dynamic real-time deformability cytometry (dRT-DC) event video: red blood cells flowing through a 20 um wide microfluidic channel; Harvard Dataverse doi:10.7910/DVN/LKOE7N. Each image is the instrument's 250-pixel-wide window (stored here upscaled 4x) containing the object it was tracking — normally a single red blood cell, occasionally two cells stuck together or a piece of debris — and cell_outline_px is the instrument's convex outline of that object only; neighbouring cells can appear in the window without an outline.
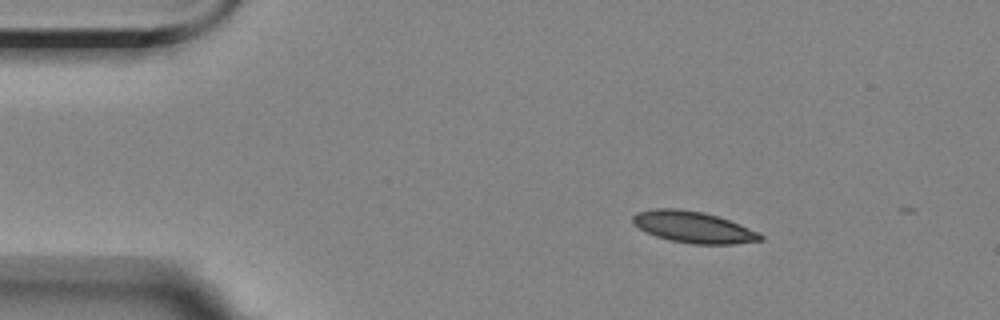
{"species": "Egyptian fruit bat (a non-hibernating species)", "species_latin": "Rousettus aegyptiacus", "temperature_condition": "room temperature", "stored_images_in_passage": 4, "camera_frame_rate_fps": 3000, "um_per_image_px": 0.085, "animal": {"sex": "female"}, "frame": {"image": 1, "passage_image": 1, "time_ms": 0.0, "image_size_px": [1000, 320], "cell_outline_px": [[764, 240], [732, 244], [692, 244], [672, 240], [656, 236], [640, 228], [632, 220], [632, 216], [636, 212], [656, 208], [676, 208], [704, 212], [728, 220], [760, 232], [764, 236]], "centroid_in_image_um": [58.97, 19.3], "position_along_channel_um": 26.0, "area_um2": 23.18}}
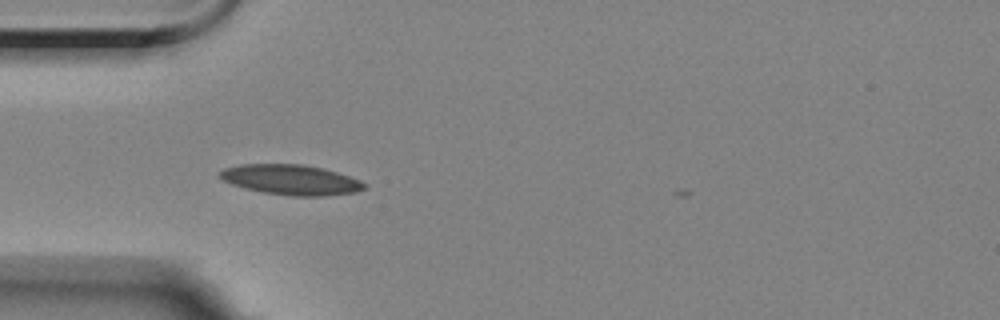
{"frame": {"image": 2, "passage_image": 3, "time_ms": 2.667, "image_size_px": [1000, 320], "cell_outline_px": [[364, 188], [356, 192], [324, 196], [292, 196], [264, 192], [244, 188], [220, 180], [216, 176], [224, 168], [240, 164], [304, 164], [324, 168], [360, 180], [364, 184]], "centroid_in_image_um": [24.67, 15.27], "position_along_channel_um": 60.3, "area_um2": 25.43}}
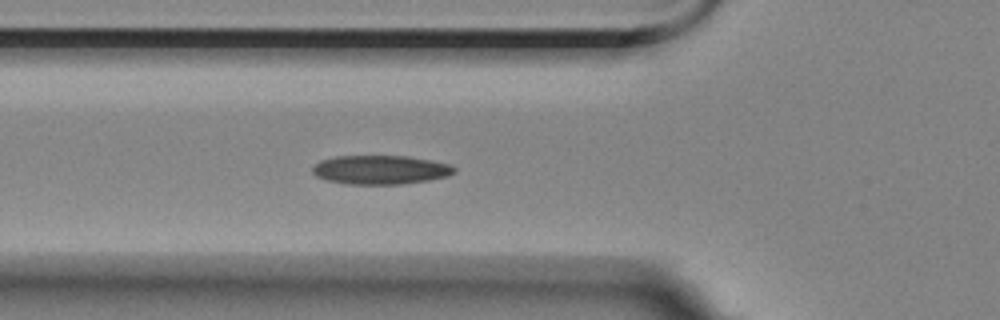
{"frame": {"image": 3, "passage_image": 4, "time_ms": 3.667, "image_size_px": [1000, 320], "cell_outline_px": [[456, 172], [448, 176], [428, 180], [400, 184], [348, 184], [328, 180], [316, 176], [312, 172], [312, 168], [320, 160], [336, 156], [408, 156], [452, 164], [456, 168]], "centroid_in_image_um": [32.37, 14.42], "position_along_channel_um": 93.4, "area_um2": 23.93}}